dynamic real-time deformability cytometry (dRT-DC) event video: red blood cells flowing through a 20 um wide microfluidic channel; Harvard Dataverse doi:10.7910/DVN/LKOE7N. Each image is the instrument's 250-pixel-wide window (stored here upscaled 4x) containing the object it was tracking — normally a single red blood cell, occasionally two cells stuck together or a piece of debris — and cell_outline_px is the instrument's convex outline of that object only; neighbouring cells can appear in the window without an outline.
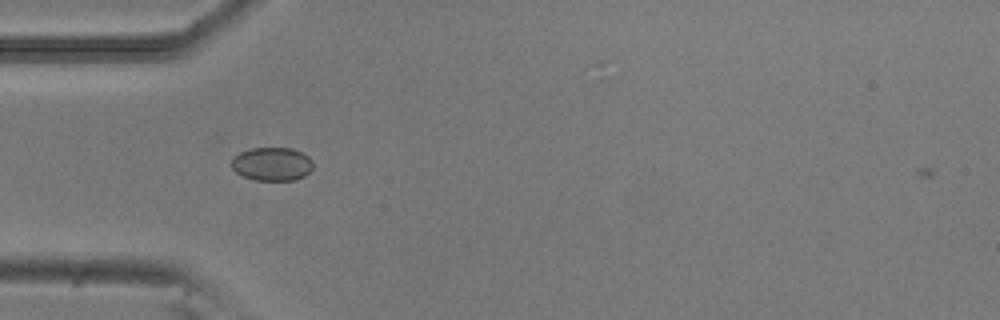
{"species": "common noctule bat (a hibernating species)", "species_latin": "Nyctalus noctula", "temperature_condition": "room temperature", "stored_images_in_passage": 5, "camera_frame_rate_fps": 3000, "um_per_image_px": 0.085, "animal": {"sex": "male", "body_mass_g": 20.5, "forearm_length_mm": 52.5}, "frame": {"image": 1, "passage_image": 4, "time_ms": 1.0, "image_size_px": [1000, 320], "cell_outline_px": [[312, 168], [304, 176], [296, 180], [256, 180], [244, 176], [236, 172], [232, 168], [232, 156], [240, 152], [252, 148], [292, 148], [308, 156], [312, 160]], "centroid_in_image_um": [23.11, 13.94], "position_along_channel_um": 61.9, "area_um2": 15.84}}
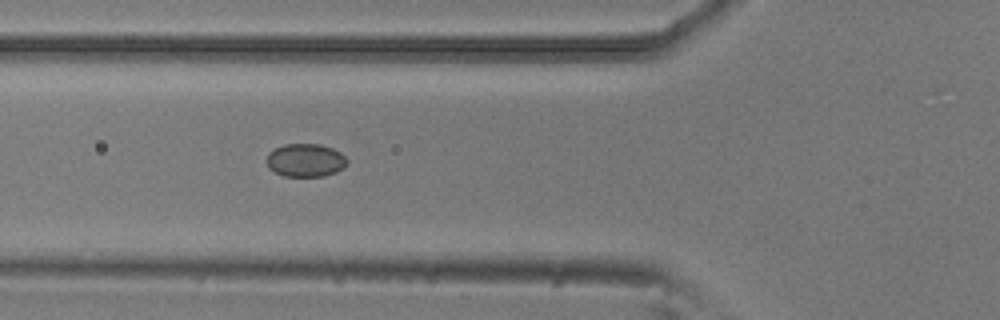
{"frame": {"image": 2, "passage_image": 5, "time_ms": 1.333, "image_size_px": [1000, 320], "cell_outline_px": [[348, 164], [344, 168], [336, 172], [324, 176], [284, 176], [268, 168], [268, 152], [284, 144], [320, 144], [332, 148], [340, 152], [348, 160]], "centroid_in_image_um": [26.0, 13.62], "position_along_channel_um": 99.8, "area_um2": 15.55}}